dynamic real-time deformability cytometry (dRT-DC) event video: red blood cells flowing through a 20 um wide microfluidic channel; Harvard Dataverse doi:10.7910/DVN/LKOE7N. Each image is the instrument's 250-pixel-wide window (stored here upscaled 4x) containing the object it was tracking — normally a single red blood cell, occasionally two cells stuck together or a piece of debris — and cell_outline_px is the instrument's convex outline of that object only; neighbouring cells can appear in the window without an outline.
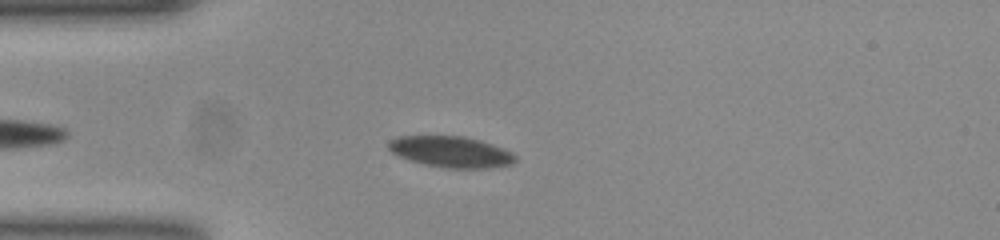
{"species": "common noctule bat (a hibernating species)", "species_latin": "Nyctalus noctula", "temperature_condition": "room temperature", "stored_images_in_passage": 41, "camera_frame_rate_fps": 3000, "um_per_image_px": 0.085, "animal": {"sex": "female", "body_mass_g": 23.0, "forearm_length_mm": 53.4}, "frame": {"image": 1, "passage_image": 8, "time_ms": 2.333, "image_size_px": [1000, 240], "cell_outline_px": [[516, 160], [504, 164], [472, 168], [456, 168], [428, 164], [412, 160], [400, 156], [392, 152], [388, 148], [388, 144], [392, 140], [400, 136], [464, 136], [500, 148], [516, 156]], "centroid_in_image_um": [38.24, 12.87], "position_along_channel_um": 46.8, "area_um2": 21.62}}
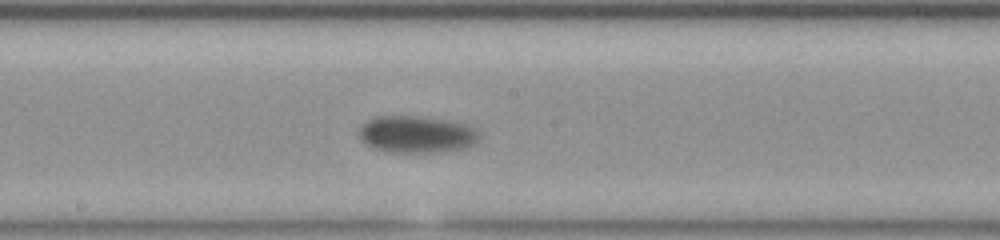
{"frame": {"image": 2, "passage_image": 23, "time_ms": 7.333, "image_size_px": [1000, 240], "cell_outline_px": [[472, 140], [468, 144], [460, 148], [428, 152], [396, 152], [376, 148], [364, 140], [360, 132], [360, 128], [368, 120], [376, 116], [412, 116], [440, 120], [460, 124], [468, 128], [472, 132]], "centroid_in_image_um": [35.23, 11.41], "position_along_channel_um": 213.0, "area_um2": 23.76}}
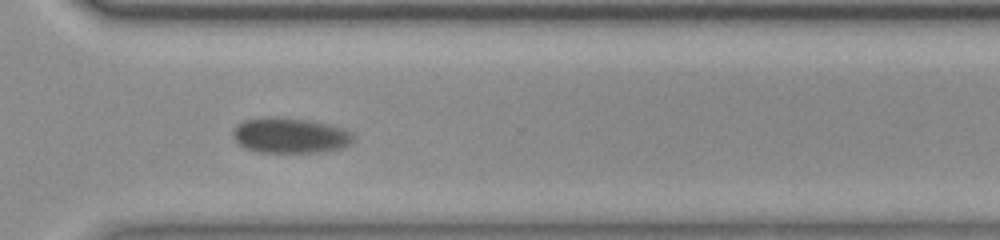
{"frame": {"image": 3, "passage_image": 34, "time_ms": 11.0, "image_size_px": [1000, 240], "cell_outline_px": [[352, 140], [348, 144], [336, 148], [308, 152], [272, 152], [252, 148], [236, 140], [236, 128], [240, 124], [248, 120], [264, 116], [276, 116], [308, 120], [324, 124], [336, 128], [352, 136]], "centroid_in_image_um": [24.63, 11.48], "position_along_channel_um": 346.0, "area_um2": 23.0}, "authors_computed_cell_mechanics": {"area_um2": 22.3686, "velocity_mm_per_s": 3.6154, "shape_relaxation_time_tau1_ms": 3.2874, "shape_relaxation_time_tau2_ms": null, "deformation_change_tau1": 0.1168, "deformation_change_tau2": null}}